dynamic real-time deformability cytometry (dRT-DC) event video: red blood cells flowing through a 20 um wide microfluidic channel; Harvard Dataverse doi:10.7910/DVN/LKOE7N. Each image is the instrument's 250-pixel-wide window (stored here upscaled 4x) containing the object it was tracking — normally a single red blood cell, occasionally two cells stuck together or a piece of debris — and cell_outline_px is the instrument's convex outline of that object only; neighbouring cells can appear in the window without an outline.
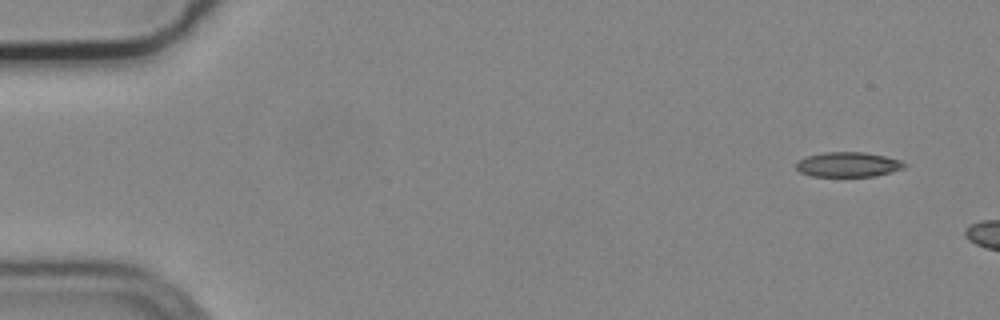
{"species": "common noctule bat (a hibernating species)", "species_latin": "Nyctalus noctula", "temperature_condition": "cold", "stored_images_in_passage": 2, "camera_frame_rate_fps": 3000, "um_per_image_px": 0.085, "animal": {"sex": "male", "body_mass_g": 19.2, "forearm_length_mm": 51.8}, "frame": {"image": 1, "passage_image": 1, "time_ms": 0.0, "image_size_px": [1000, 320], "cell_outline_px": [[908, 164], [904, 168], [872, 176], [812, 176], [800, 172], [796, 168], [796, 160], [804, 156], [824, 152], [864, 152], [884, 156], [900, 160]], "centroid_in_image_um": [72.03, 13.97], "position_along_channel_um": 13.0, "area_um2": 15.66}}